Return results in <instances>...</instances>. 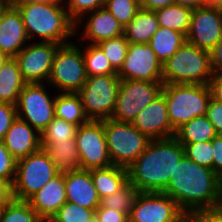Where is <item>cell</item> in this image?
<instances>
[{
    "label": "cell",
    "mask_w": 222,
    "mask_h": 222,
    "mask_svg": "<svg viewBox=\"0 0 222 222\" xmlns=\"http://www.w3.org/2000/svg\"><path fill=\"white\" fill-rule=\"evenodd\" d=\"M174 4L186 6L191 9L207 5V0H174Z\"/></svg>",
    "instance_id": "cell-50"
},
{
    "label": "cell",
    "mask_w": 222,
    "mask_h": 222,
    "mask_svg": "<svg viewBox=\"0 0 222 222\" xmlns=\"http://www.w3.org/2000/svg\"><path fill=\"white\" fill-rule=\"evenodd\" d=\"M17 118L16 106L0 102V140H3L13 121Z\"/></svg>",
    "instance_id": "cell-41"
},
{
    "label": "cell",
    "mask_w": 222,
    "mask_h": 222,
    "mask_svg": "<svg viewBox=\"0 0 222 222\" xmlns=\"http://www.w3.org/2000/svg\"><path fill=\"white\" fill-rule=\"evenodd\" d=\"M216 7L222 11V1Z\"/></svg>",
    "instance_id": "cell-57"
},
{
    "label": "cell",
    "mask_w": 222,
    "mask_h": 222,
    "mask_svg": "<svg viewBox=\"0 0 222 222\" xmlns=\"http://www.w3.org/2000/svg\"><path fill=\"white\" fill-rule=\"evenodd\" d=\"M43 83H26L16 105L17 117L40 134L55 117L56 95L51 97Z\"/></svg>",
    "instance_id": "cell-11"
},
{
    "label": "cell",
    "mask_w": 222,
    "mask_h": 222,
    "mask_svg": "<svg viewBox=\"0 0 222 222\" xmlns=\"http://www.w3.org/2000/svg\"><path fill=\"white\" fill-rule=\"evenodd\" d=\"M187 214L163 192H139L129 222H179Z\"/></svg>",
    "instance_id": "cell-13"
},
{
    "label": "cell",
    "mask_w": 222,
    "mask_h": 222,
    "mask_svg": "<svg viewBox=\"0 0 222 222\" xmlns=\"http://www.w3.org/2000/svg\"><path fill=\"white\" fill-rule=\"evenodd\" d=\"M168 119L176 131L195 117L206 115L212 98L209 85L163 84Z\"/></svg>",
    "instance_id": "cell-5"
},
{
    "label": "cell",
    "mask_w": 222,
    "mask_h": 222,
    "mask_svg": "<svg viewBox=\"0 0 222 222\" xmlns=\"http://www.w3.org/2000/svg\"><path fill=\"white\" fill-rule=\"evenodd\" d=\"M117 75L121 80L163 82L162 63L149 44L129 43L126 58Z\"/></svg>",
    "instance_id": "cell-15"
},
{
    "label": "cell",
    "mask_w": 222,
    "mask_h": 222,
    "mask_svg": "<svg viewBox=\"0 0 222 222\" xmlns=\"http://www.w3.org/2000/svg\"><path fill=\"white\" fill-rule=\"evenodd\" d=\"M95 217V210L66 202L49 222H90Z\"/></svg>",
    "instance_id": "cell-37"
},
{
    "label": "cell",
    "mask_w": 222,
    "mask_h": 222,
    "mask_svg": "<svg viewBox=\"0 0 222 222\" xmlns=\"http://www.w3.org/2000/svg\"><path fill=\"white\" fill-rule=\"evenodd\" d=\"M105 54L112 67L118 72L128 51L129 42L124 35L100 41L96 44Z\"/></svg>",
    "instance_id": "cell-35"
},
{
    "label": "cell",
    "mask_w": 222,
    "mask_h": 222,
    "mask_svg": "<svg viewBox=\"0 0 222 222\" xmlns=\"http://www.w3.org/2000/svg\"><path fill=\"white\" fill-rule=\"evenodd\" d=\"M59 173L44 149L17 160L12 197L28 200Z\"/></svg>",
    "instance_id": "cell-8"
},
{
    "label": "cell",
    "mask_w": 222,
    "mask_h": 222,
    "mask_svg": "<svg viewBox=\"0 0 222 222\" xmlns=\"http://www.w3.org/2000/svg\"><path fill=\"white\" fill-rule=\"evenodd\" d=\"M42 149L61 174L81 169L76 140L63 142L60 145H41Z\"/></svg>",
    "instance_id": "cell-26"
},
{
    "label": "cell",
    "mask_w": 222,
    "mask_h": 222,
    "mask_svg": "<svg viewBox=\"0 0 222 222\" xmlns=\"http://www.w3.org/2000/svg\"><path fill=\"white\" fill-rule=\"evenodd\" d=\"M25 84L18 62L15 58H8L0 69V102L16 106Z\"/></svg>",
    "instance_id": "cell-25"
},
{
    "label": "cell",
    "mask_w": 222,
    "mask_h": 222,
    "mask_svg": "<svg viewBox=\"0 0 222 222\" xmlns=\"http://www.w3.org/2000/svg\"><path fill=\"white\" fill-rule=\"evenodd\" d=\"M28 41L22 16L14 5H10L0 20V51L14 58Z\"/></svg>",
    "instance_id": "cell-20"
},
{
    "label": "cell",
    "mask_w": 222,
    "mask_h": 222,
    "mask_svg": "<svg viewBox=\"0 0 222 222\" xmlns=\"http://www.w3.org/2000/svg\"><path fill=\"white\" fill-rule=\"evenodd\" d=\"M163 82L121 80L111 119L131 122L162 92Z\"/></svg>",
    "instance_id": "cell-10"
},
{
    "label": "cell",
    "mask_w": 222,
    "mask_h": 222,
    "mask_svg": "<svg viewBox=\"0 0 222 222\" xmlns=\"http://www.w3.org/2000/svg\"><path fill=\"white\" fill-rule=\"evenodd\" d=\"M10 5L4 1V0H0V20L1 17L3 15V13L6 11V9L9 7Z\"/></svg>",
    "instance_id": "cell-51"
},
{
    "label": "cell",
    "mask_w": 222,
    "mask_h": 222,
    "mask_svg": "<svg viewBox=\"0 0 222 222\" xmlns=\"http://www.w3.org/2000/svg\"><path fill=\"white\" fill-rule=\"evenodd\" d=\"M95 217L98 222H129L126 213L117 211L114 208H97L95 210Z\"/></svg>",
    "instance_id": "cell-43"
},
{
    "label": "cell",
    "mask_w": 222,
    "mask_h": 222,
    "mask_svg": "<svg viewBox=\"0 0 222 222\" xmlns=\"http://www.w3.org/2000/svg\"><path fill=\"white\" fill-rule=\"evenodd\" d=\"M190 217L194 222H222V206L193 212Z\"/></svg>",
    "instance_id": "cell-44"
},
{
    "label": "cell",
    "mask_w": 222,
    "mask_h": 222,
    "mask_svg": "<svg viewBox=\"0 0 222 222\" xmlns=\"http://www.w3.org/2000/svg\"><path fill=\"white\" fill-rule=\"evenodd\" d=\"M186 42L183 33L166 27H159L148 43L156 54L157 59L163 64Z\"/></svg>",
    "instance_id": "cell-28"
},
{
    "label": "cell",
    "mask_w": 222,
    "mask_h": 222,
    "mask_svg": "<svg viewBox=\"0 0 222 222\" xmlns=\"http://www.w3.org/2000/svg\"><path fill=\"white\" fill-rule=\"evenodd\" d=\"M70 19L76 23L83 15L104 7L105 0H62Z\"/></svg>",
    "instance_id": "cell-39"
},
{
    "label": "cell",
    "mask_w": 222,
    "mask_h": 222,
    "mask_svg": "<svg viewBox=\"0 0 222 222\" xmlns=\"http://www.w3.org/2000/svg\"><path fill=\"white\" fill-rule=\"evenodd\" d=\"M3 208H4V206H0V219H1V214H2Z\"/></svg>",
    "instance_id": "cell-58"
},
{
    "label": "cell",
    "mask_w": 222,
    "mask_h": 222,
    "mask_svg": "<svg viewBox=\"0 0 222 222\" xmlns=\"http://www.w3.org/2000/svg\"><path fill=\"white\" fill-rule=\"evenodd\" d=\"M0 222H44L26 200L12 198L3 208Z\"/></svg>",
    "instance_id": "cell-33"
},
{
    "label": "cell",
    "mask_w": 222,
    "mask_h": 222,
    "mask_svg": "<svg viewBox=\"0 0 222 222\" xmlns=\"http://www.w3.org/2000/svg\"><path fill=\"white\" fill-rule=\"evenodd\" d=\"M217 135L213 124L207 116H198L183 124L175 132L180 143H197L211 141Z\"/></svg>",
    "instance_id": "cell-29"
},
{
    "label": "cell",
    "mask_w": 222,
    "mask_h": 222,
    "mask_svg": "<svg viewBox=\"0 0 222 222\" xmlns=\"http://www.w3.org/2000/svg\"><path fill=\"white\" fill-rule=\"evenodd\" d=\"M213 75L210 52L188 42L162 64L163 84L209 85Z\"/></svg>",
    "instance_id": "cell-4"
},
{
    "label": "cell",
    "mask_w": 222,
    "mask_h": 222,
    "mask_svg": "<svg viewBox=\"0 0 222 222\" xmlns=\"http://www.w3.org/2000/svg\"><path fill=\"white\" fill-rule=\"evenodd\" d=\"M27 201L44 222H49L67 202L65 174L56 175Z\"/></svg>",
    "instance_id": "cell-19"
},
{
    "label": "cell",
    "mask_w": 222,
    "mask_h": 222,
    "mask_svg": "<svg viewBox=\"0 0 222 222\" xmlns=\"http://www.w3.org/2000/svg\"><path fill=\"white\" fill-rule=\"evenodd\" d=\"M90 222H98V220L96 219V217H93Z\"/></svg>",
    "instance_id": "cell-59"
},
{
    "label": "cell",
    "mask_w": 222,
    "mask_h": 222,
    "mask_svg": "<svg viewBox=\"0 0 222 222\" xmlns=\"http://www.w3.org/2000/svg\"><path fill=\"white\" fill-rule=\"evenodd\" d=\"M222 38V11L216 6L193 9L186 42L211 52Z\"/></svg>",
    "instance_id": "cell-16"
},
{
    "label": "cell",
    "mask_w": 222,
    "mask_h": 222,
    "mask_svg": "<svg viewBox=\"0 0 222 222\" xmlns=\"http://www.w3.org/2000/svg\"><path fill=\"white\" fill-rule=\"evenodd\" d=\"M86 80L82 44L69 42L59 45L47 84L60 92L77 93Z\"/></svg>",
    "instance_id": "cell-7"
},
{
    "label": "cell",
    "mask_w": 222,
    "mask_h": 222,
    "mask_svg": "<svg viewBox=\"0 0 222 222\" xmlns=\"http://www.w3.org/2000/svg\"><path fill=\"white\" fill-rule=\"evenodd\" d=\"M159 27L155 11L141 8L124 27V36L129 43L148 44Z\"/></svg>",
    "instance_id": "cell-24"
},
{
    "label": "cell",
    "mask_w": 222,
    "mask_h": 222,
    "mask_svg": "<svg viewBox=\"0 0 222 222\" xmlns=\"http://www.w3.org/2000/svg\"><path fill=\"white\" fill-rule=\"evenodd\" d=\"M8 56L5 53H2L0 51V69L2 68V66L4 65V63L8 60Z\"/></svg>",
    "instance_id": "cell-52"
},
{
    "label": "cell",
    "mask_w": 222,
    "mask_h": 222,
    "mask_svg": "<svg viewBox=\"0 0 222 222\" xmlns=\"http://www.w3.org/2000/svg\"><path fill=\"white\" fill-rule=\"evenodd\" d=\"M163 193L190 215L222 206V179L212 169L200 166L184 155Z\"/></svg>",
    "instance_id": "cell-1"
},
{
    "label": "cell",
    "mask_w": 222,
    "mask_h": 222,
    "mask_svg": "<svg viewBox=\"0 0 222 222\" xmlns=\"http://www.w3.org/2000/svg\"><path fill=\"white\" fill-rule=\"evenodd\" d=\"M193 9L172 4L155 10L159 26L183 33L185 36L189 30Z\"/></svg>",
    "instance_id": "cell-30"
},
{
    "label": "cell",
    "mask_w": 222,
    "mask_h": 222,
    "mask_svg": "<svg viewBox=\"0 0 222 222\" xmlns=\"http://www.w3.org/2000/svg\"><path fill=\"white\" fill-rule=\"evenodd\" d=\"M79 126L54 117L41 134V145H60L75 139Z\"/></svg>",
    "instance_id": "cell-32"
},
{
    "label": "cell",
    "mask_w": 222,
    "mask_h": 222,
    "mask_svg": "<svg viewBox=\"0 0 222 222\" xmlns=\"http://www.w3.org/2000/svg\"><path fill=\"white\" fill-rule=\"evenodd\" d=\"M38 41H31L14 57L26 83H47L59 47V44Z\"/></svg>",
    "instance_id": "cell-14"
},
{
    "label": "cell",
    "mask_w": 222,
    "mask_h": 222,
    "mask_svg": "<svg viewBox=\"0 0 222 222\" xmlns=\"http://www.w3.org/2000/svg\"><path fill=\"white\" fill-rule=\"evenodd\" d=\"M104 7L111 12L123 28L141 9L139 0H105Z\"/></svg>",
    "instance_id": "cell-36"
},
{
    "label": "cell",
    "mask_w": 222,
    "mask_h": 222,
    "mask_svg": "<svg viewBox=\"0 0 222 222\" xmlns=\"http://www.w3.org/2000/svg\"><path fill=\"white\" fill-rule=\"evenodd\" d=\"M206 116L213 124L218 135H222V103L211 98L208 104Z\"/></svg>",
    "instance_id": "cell-42"
},
{
    "label": "cell",
    "mask_w": 222,
    "mask_h": 222,
    "mask_svg": "<svg viewBox=\"0 0 222 222\" xmlns=\"http://www.w3.org/2000/svg\"><path fill=\"white\" fill-rule=\"evenodd\" d=\"M212 98L222 103V75L214 74L209 82Z\"/></svg>",
    "instance_id": "cell-47"
},
{
    "label": "cell",
    "mask_w": 222,
    "mask_h": 222,
    "mask_svg": "<svg viewBox=\"0 0 222 222\" xmlns=\"http://www.w3.org/2000/svg\"><path fill=\"white\" fill-rule=\"evenodd\" d=\"M104 132L112 165L128 168L144 152L151 139L131 122L104 119Z\"/></svg>",
    "instance_id": "cell-6"
},
{
    "label": "cell",
    "mask_w": 222,
    "mask_h": 222,
    "mask_svg": "<svg viewBox=\"0 0 222 222\" xmlns=\"http://www.w3.org/2000/svg\"><path fill=\"white\" fill-rule=\"evenodd\" d=\"M6 1L9 5H15L16 3L23 1V0H4Z\"/></svg>",
    "instance_id": "cell-56"
},
{
    "label": "cell",
    "mask_w": 222,
    "mask_h": 222,
    "mask_svg": "<svg viewBox=\"0 0 222 222\" xmlns=\"http://www.w3.org/2000/svg\"><path fill=\"white\" fill-rule=\"evenodd\" d=\"M24 2H63L62 0H23Z\"/></svg>",
    "instance_id": "cell-53"
},
{
    "label": "cell",
    "mask_w": 222,
    "mask_h": 222,
    "mask_svg": "<svg viewBox=\"0 0 222 222\" xmlns=\"http://www.w3.org/2000/svg\"><path fill=\"white\" fill-rule=\"evenodd\" d=\"M138 194L139 191L136 187L128 182L119 191L101 198L100 206L98 208H114L115 210L124 212L129 216Z\"/></svg>",
    "instance_id": "cell-34"
},
{
    "label": "cell",
    "mask_w": 222,
    "mask_h": 222,
    "mask_svg": "<svg viewBox=\"0 0 222 222\" xmlns=\"http://www.w3.org/2000/svg\"><path fill=\"white\" fill-rule=\"evenodd\" d=\"M67 201L84 208L96 210L100 198L94 186L90 170H78L65 173Z\"/></svg>",
    "instance_id": "cell-22"
},
{
    "label": "cell",
    "mask_w": 222,
    "mask_h": 222,
    "mask_svg": "<svg viewBox=\"0 0 222 222\" xmlns=\"http://www.w3.org/2000/svg\"><path fill=\"white\" fill-rule=\"evenodd\" d=\"M222 0H207L208 6H217Z\"/></svg>",
    "instance_id": "cell-54"
},
{
    "label": "cell",
    "mask_w": 222,
    "mask_h": 222,
    "mask_svg": "<svg viewBox=\"0 0 222 222\" xmlns=\"http://www.w3.org/2000/svg\"><path fill=\"white\" fill-rule=\"evenodd\" d=\"M14 6L22 16L29 42L37 36L41 42L62 45L69 43L75 35V23L70 19L63 2L20 1Z\"/></svg>",
    "instance_id": "cell-3"
},
{
    "label": "cell",
    "mask_w": 222,
    "mask_h": 222,
    "mask_svg": "<svg viewBox=\"0 0 222 222\" xmlns=\"http://www.w3.org/2000/svg\"><path fill=\"white\" fill-rule=\"evenodd\" d=\"M12 198V186L0 179V206H5Z\"/></svg>",
    "instance_id": "cell-49"
},
{
    "label": "cell",
    "mask_w": 222,
    "mask_h": 222,
    "mask_svg": "<svg viewBox=\"0 0 222 222\" xmlns=\"http://www.w3.org/2000/svg\"><path fill=\"white\" fill-rule=\"evenodd\" d=\"M139 3L142 9L155 11L174 4V0H139Z\"/></svg>",
    "instance_id": "cell-48"
},
{
    "label": "cell",
    "mask_w": 222,
    "mask_h": 222,
    "mask_svg": "<svg viewBox=\"0 0 222 222\" xmlns=\"http://www.w3.org/2000/svg\"><path fill=\"white\" fill-rule=\"evenodd\" d=\"M184 155L200 166L212 169L214 150L211 141L197 143H181Z\"/></svg>",
    "instance_id": "cell-38"
},
{
    "label": "cell",
    "mask_w": 222,
    "mask_h": 222,
    "mask_svg": "<svg viewBox=\"0 0 222 222\" xmlns=\"http://www.w3.org/2000/svg\"><path fill=\"white\" fill-rule=\"evenodd\" d=\"M82 55L87 77L117 74L103 51L96 44H82Z\"/></svg>",
    "instance_id": "cell-31"
},
{
    "label": "cell",
    "mask_w": 222,
    "mask_h": 222,
    "mask_svg": "<svg viewBox=\"0 0 222 222\" xmlns=\"http://www.w3.org/2000/svg\"><path fill=\"white\" fill-rule=\"evenodd\" d=\"M3 142L16 160L27 157L42 148L41 134L19 117L13 121Z\"/></svg>",
    "instance_id": "cell-21"
},
{
    "label": "cell",
    "mask_w": 222,
    "mask_h": 222,
    "mask_svg": "<svg viewBox=\"0 0 222 222\" xmlns=\"http://www.w3.org/2000/svg\"><path fill=\"white\" fill-rule=\"evenodd\" d=\"M179 222H194L192 219H191V217H190V215H186L181 221H179Z\"/></svg>",
    "instance_id": "cell-55"
},
{
    "label": "cell",
    "mask_w": 222,
    "mask_h": 222,
    "mask_svg": "<svg viewBox=\"0 0 222 222\" xmlns=\"http://www.w3.org/2000/svg\"><path fill=\"white\" fill-rule=\"evenodd\" d=\"M55 117L78 126L90 121L84 111V106L78 93H57L55 99Z\"/></svg>",
    "instance_id": "cell-27"
},
{
    "label": "cell",
    "mask_w": 222,
    "mask_h": 222,
    "mask_svg": "<svg viewBox=\"0 0 222 222\" xmlns=\"http://www.w3.org/2000/svg\"><path fill=\"white\" fill-rule=\"evenodd\" d=\"M75 140L82 170L112 166L104 132V119L90 120L80 125Z\"/></svg>",
    "instance_id": "cell-12"
},
{
    "label": "cell",
    "mask_w": 222,
    "mask_h": 222,
    "mask_svg": "<svg viewBox=\"0 0 222 222\" xmlns=\"http://www.w3.org/2000/svg\"><path fill=\"white\" fill-rule=\"evenodd\" d=\"M17 160L6 148L3 140H0V179L11 186L15 179Z\"/></svg>",
    "instance_id": "cell-40"
},
{
    "label": "cell",
    "mask_w": 222,
    "mask_h": 222,
    "mask_svg": "<svg viewBox=\"0 0 222 222\" xmlns=\"http://www.w3.org/2000/svg\"><path fill=\"white\" fill-rule=\"evenodd\" d=\"M132 124L150 139L174 137L176 132L168 119L167 104L162 93L135 117Z\"/></svg>",
    "instance_id": "cell-17"
},
{
    "label": "cell",
    "mask_w": 222,
    "mask_h": 222,
    "mask_svg": "<svg viewBox=\"0 0 222 222\" xmlns=\"http://www.w3.org/2000/svg\"><path fill=\"white\" fill-rule=\"evenodd\" d=\"M183 156L184 147L175 137L151 139L144 152L127 168L129 182L139 192H164Z\"/></svg>",
    "instance_id": "cell-2"
},
{
    "label": "cell",
    "mask_w": 222,
    "mask_h": 222,
    "mask_svg": "<svg viewBox=\"0 0 222 222\" xmlns=\"http://www.w3.org/2000/svg\"><path fill=\"white\" fill-rule=\"evenodd\" d=\"M121 79L117 74L87 77L77 92L90 120L111 118L116 105Z\"/></svg>",
    "instance_id": "cell-9"
},
{
    "label": "cell",
    "mask_w": 222,
    "mask_h": 222,
    "mask_svg": "<svg viewBox=\"0 0 222 222\" xmlns=\"http://www.w3.org/2000/svg\"><path fill=\"white\" fill-rule=\"evenodd\" d=\"M80 25L84 27V30L80 34L82 37L81 42L85 39L87 44H98L100 41L124 35L123 26L105 7L83 15L75 23V36L78 34L77 28Z\"/></svg>",
    "instance_id": "cell-18"
},
{
    "label": "cell",
    "mask_w": 222,
    "mask_h": 222,
    "mask_svg": "<svg viewBox=\"0 0 222 222\" xmlns=\"http://www.w3.org/2000/svg\"><path fill=\"white\" fill-rule=\"evenodd\" d=\"M211 144L214 150L212 170L222 179V135H216Z\"/></svg>",
    "instance_id": "cell-45"
},
{
    "label": "cell",
    "mask_w": 222,
    "mask_h": 222,
    "mask_svg": "<svg viewBox=\"0 0 222 222\" xmlns=\"http://www.w3.org/2000/svg\"><path fill=\"white\" fill-rule=\"evenodd\" d=\"M213 74L222 75V38L210 52Z\"/></svg>",
    "instance_id": "cell-46"
},
{
    "label": "cell",
    "mask_w": 222,
    "mask_h": 222,
    "mask_svg": "<svg viewBox=\"0 0 222 222\" xmlns=\"http://www.w3.org/2000/svg\"><path fill=\"white\" fill-rule=\"evenodd\" d=\"M90 173L100 199L119 191L129 182L128 170L120 166L91 169Z\"/></svg>",
    "instance_id": "cell-23"
}]
</instances>
